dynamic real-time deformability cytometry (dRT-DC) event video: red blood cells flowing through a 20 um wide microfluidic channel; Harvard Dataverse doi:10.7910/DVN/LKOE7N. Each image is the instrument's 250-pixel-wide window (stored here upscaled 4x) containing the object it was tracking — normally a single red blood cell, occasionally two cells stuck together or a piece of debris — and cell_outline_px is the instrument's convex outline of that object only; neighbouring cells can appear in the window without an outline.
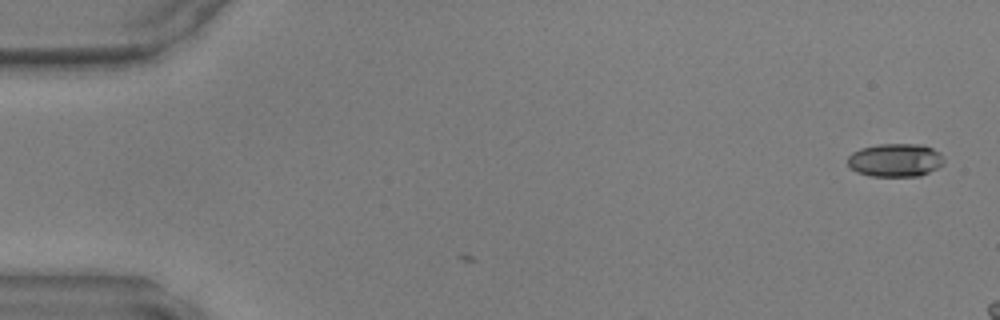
{"species": "common noctule bat (a hibernating species)", "species_latin": "Nyctalus noctula", "temperature_condition": "warm", "stored_images_in_passage": 2, "camera_frame_rate_fps": 3000, "um_per_image_px": 0.085, "animal": {"sex": "male", "body_mass_g": 17.9, "forearm_length_mm": 54.2}, "frame": {"image": 1, "passage_image": 2, "time_ms": 0.333, "image_size_px": [1000, 320], "cell_outline_px": [[944, 164], [920, 176], [872, 176], [856, 172], [848, 168], [848, 156], [852, 152], [860, 148], [880, 144], [924, 144], [940, 152], [944, 160]], "centroid_in_image_um": [76.09, 13.6], "position_along_channel_um": 8.9, "area_um2": 18.84}}